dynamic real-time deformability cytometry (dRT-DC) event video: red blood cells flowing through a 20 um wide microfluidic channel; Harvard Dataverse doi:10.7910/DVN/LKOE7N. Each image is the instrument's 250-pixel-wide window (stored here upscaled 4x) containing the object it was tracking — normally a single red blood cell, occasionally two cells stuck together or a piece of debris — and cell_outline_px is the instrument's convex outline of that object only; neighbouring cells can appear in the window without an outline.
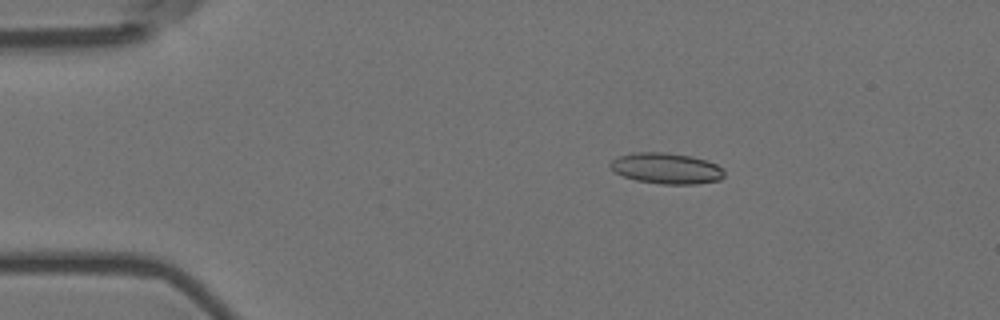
{"species": "Egyptian fruit bat (a non-hibernating species)", "species_latin": "Rousettus aegyptiacus", "temperature_condition": "room temperature", "stored_images_in_passage": 4, "camera_frame_rate_fps": 3000, "um_per_image_px": 0.085, "animal": {"sex": "female"}, "frame": {"image": 1, "passage_image": 3, "time_ms": 0.667, "image_size_px": [1000, 320], "cell_outline_px": [[724, 176], [720, 180], [696, 184], [660, 184], [636, 180], [624, 176], [616, 172], [608, 164], [612, 160], [620, 156], [632, 152], [668, 152], [692, 156], [716, 164], [724, 172]], "centroid_in_image_um": [56.64, 14.3], "position_along_channel_um": 28.4, "area_um2": 20.46}}